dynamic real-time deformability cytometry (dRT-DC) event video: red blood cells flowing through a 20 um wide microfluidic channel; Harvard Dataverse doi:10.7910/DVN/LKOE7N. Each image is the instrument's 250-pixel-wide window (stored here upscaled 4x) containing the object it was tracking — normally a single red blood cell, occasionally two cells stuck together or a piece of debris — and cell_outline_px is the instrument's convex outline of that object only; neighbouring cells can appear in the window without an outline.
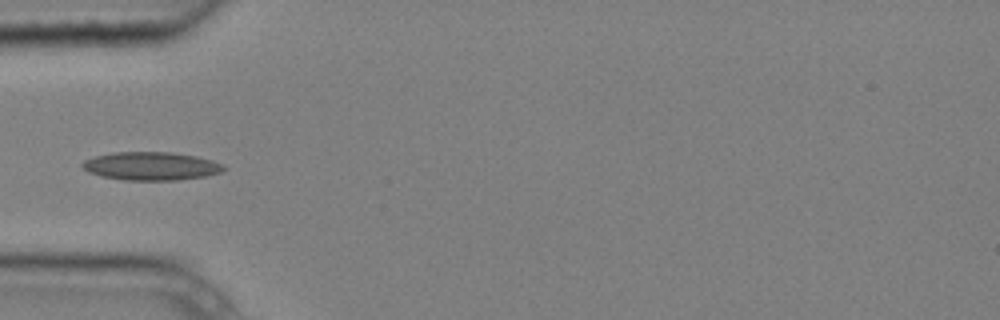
{"species": "common noctule bat (a hibernating species)", "species_latin": "Nyctalus noctula", "temperature_condition": "cold", "stored_images_in_passage": 5, "camera_frame_rate_fps": 3000, "um_per_image_px": 0.085, "animal": {"sex": "male", "body_mass_g": 20.4}, "frame": {"image": 1, "passage_image": 5, "time_ms": 1.333, "image_size_px": [1000, 320], "cell_outline_px": [[228, 168], [220, 172], [204, 176], [176, 180], [124, 180], [100, 176], [88, 172], [80, 164], [84, 160], [96, 156], [112, 152], [172, 152], [196, 156], [212, 160], [224, 164]], "centroid_in_image_um": [12.85, 14.11], "position_along_channel_um": 72.2, "area_um2": 23.35}}